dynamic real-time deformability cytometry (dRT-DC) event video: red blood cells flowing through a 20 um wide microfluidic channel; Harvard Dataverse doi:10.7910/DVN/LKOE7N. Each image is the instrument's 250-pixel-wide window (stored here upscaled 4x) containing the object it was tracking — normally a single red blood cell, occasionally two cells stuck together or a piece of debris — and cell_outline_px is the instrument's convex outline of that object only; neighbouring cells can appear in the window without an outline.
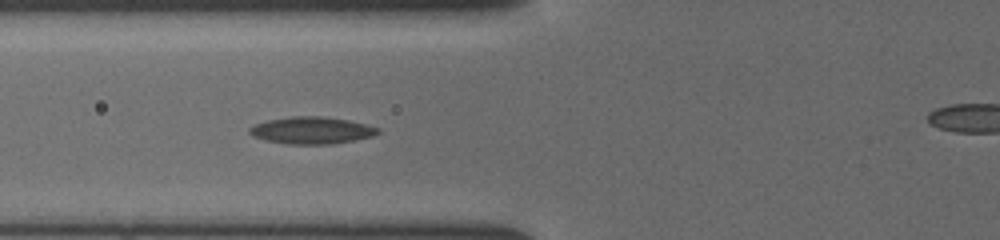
{"species": "common noctule bat (a hibernating species)", "species_latin": "Nyctalus noctula", "temperature_condition": "cold", "stored_images_in_passage": 33, "camera_frame_rate_fps": 3000, "um_per_image_px": 0.085, "animal": {"sex": "female", "body_mass_g": 19.5, "forearm_length_mm": 54.1}, "frame": {"image": 1, "passage_image": 5, "time_ms": 1.333, "image_size_px": [1000, 240], "cell_outline_px": [[380, 132], [372, 136], [356, 140], [332, 144], [284, 144], [264, 140], [252, 136], [248, 132], [248, 128], [256, 124], [268, 120], [292, 116], [320, 116], [348, 120], [380, 128]], "centroid_in_image_um": [26.47, 11.09], "position_along_channel_um": 99.3, "area_um2": 20.29}}
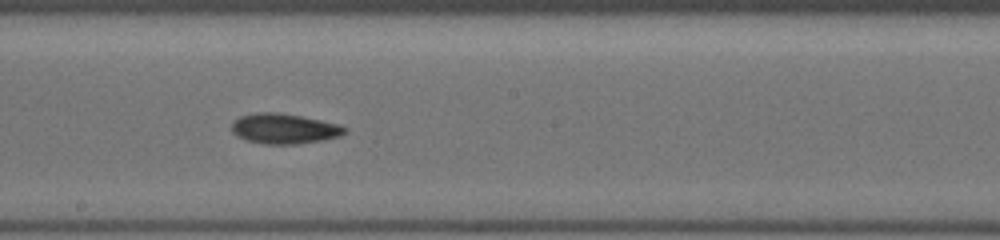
{"frame": {"image": 2, "passage_image": 14, "time_ms": 4.333, "image_size_px": [1000, 240], "cell_outline_px": [[348, 132], [340, 136], [324, 140], [300, 144], [264, 144], [244, 140], [236, 136], [232, 132], [232, 124], [240, 116], [256, 112], [276, 112], [300, 116], [340, 124], [348, 128]], "centroid_in_image_um": [24.18, 10.95], "position_along_channel_um": 224.0, "area_um2": 20.11}}
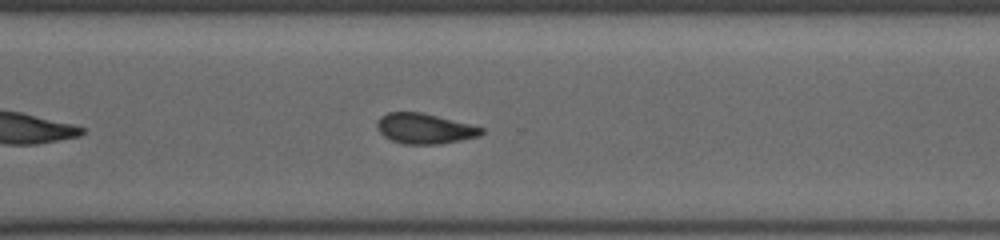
{"frame": {"image": 3, "passage_image": 22, "time_ms": 7.0, "image_size_px": [1000, 240], "cell_outline_px": [[484, 132], [480, 136], [440, 144], [404, 144], [392, 140], [384, 136], [380, 132], [376, 124], [380, 116], [388, 112], [424, 112], [484, 128]], "centroid_in_image_um": [36.09, 10.92], "position_along_channel_um": 334.5, "area_um2": 18.44}}